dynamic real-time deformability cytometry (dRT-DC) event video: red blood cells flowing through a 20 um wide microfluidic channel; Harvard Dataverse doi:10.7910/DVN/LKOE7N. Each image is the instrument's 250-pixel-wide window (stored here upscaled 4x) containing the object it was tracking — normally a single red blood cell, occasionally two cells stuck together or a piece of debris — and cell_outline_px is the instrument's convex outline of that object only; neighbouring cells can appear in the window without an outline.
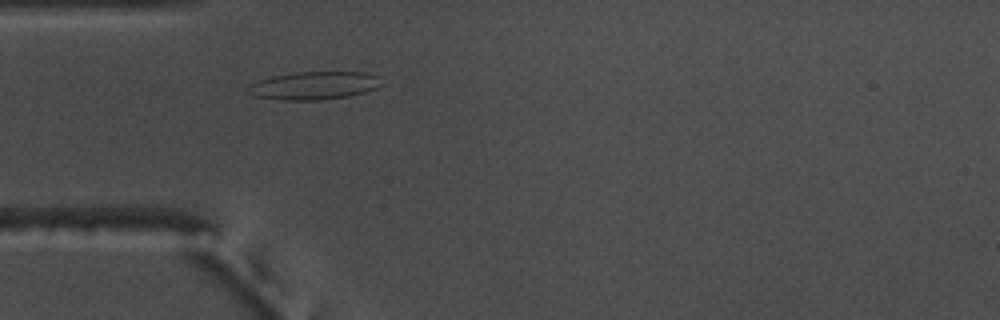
{"species": "common noctule bat (a hibernating species)", "species_latin": "Nyctalus noctula", "temperature_condition": "warm", "stored_images_in_passage": 52, "camera_frame_rate_fps": 3000, "um_per_image_px": 0.085, "animal": {"sex": "male", "body_mass_g": 17.5, "forearm_length_mm": 52.3}, "frame": {"image": 1, "passage_image": 13, "time_ms": 4.0, "image_size_px": [1000, 320], "cell_outline_px": [[384, 84], [376, 88], [364, 92], [348, 96], [320, 100], [280, 100], [256, 96], [248, 92], [252, 84], [260, 80], [272, 76], [296, 72], [364, 72], [380, 76]], "centroid_in_image_um": [26.78, 7.27], "position_along_channel_um": 58.2, "area_um2": 21.68}}
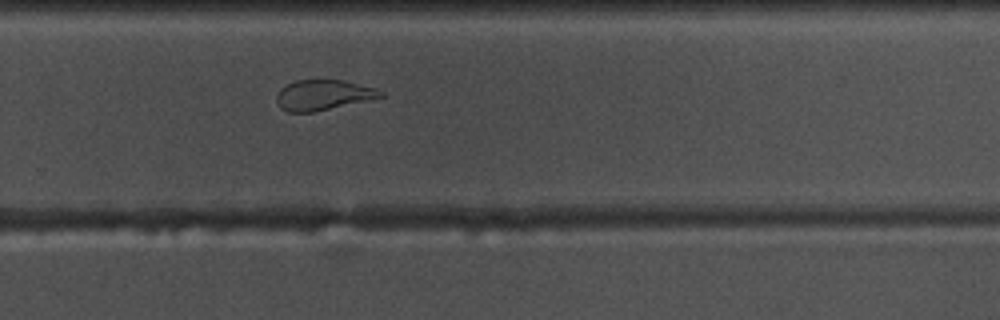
{"frame": {"image": 2, "passage_image": 33, "time_ms": 10.667, "image_size_px": [1000, 320], "cell_outline_px": [[388, 96], [316, 112], [288, 112], [280, 108], [276, 100], [276, 96], [280, 88], [296, 80], [344, 80], [376, 88], [384, 92]], "centroid_in_image_um": [27.51, 8.08], "position_along_channel_um": 302.3, "area_um2": 18.67}}
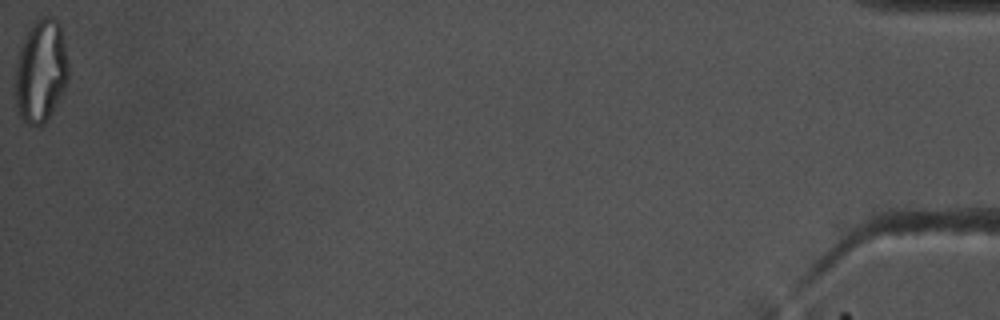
{"frame": {"image": 3, "passage_image": 52, "time_ms": 17.0, "image_size_px": [1000, 320], "cell_outline_px": [[68, 80], [52, 112], [44, 124], [40, 128], [28, 124], [20, 116], [16, 104], [16, 64], [20, 48], [24, 36], [32, 24], [36, 20], [44, 16], [52, 16], [60, 24], [64, 36], [68, 64]], "centroid_in_image_um": [3.49, 6.03], "position_along_channel_um": 431.7, "area_um2": 31.96}, "authors_computed_cell_mechanics": {"area_um2": 21.9929, "velocity_mm_per_s": 3.7054, "shape_relaxation_time_tau1_ms": null, "shape_relaxation_time_tau2_ms": 1.4062, "deformation_change_tau1": null, "deformation_change_tau2": 0.0754}}